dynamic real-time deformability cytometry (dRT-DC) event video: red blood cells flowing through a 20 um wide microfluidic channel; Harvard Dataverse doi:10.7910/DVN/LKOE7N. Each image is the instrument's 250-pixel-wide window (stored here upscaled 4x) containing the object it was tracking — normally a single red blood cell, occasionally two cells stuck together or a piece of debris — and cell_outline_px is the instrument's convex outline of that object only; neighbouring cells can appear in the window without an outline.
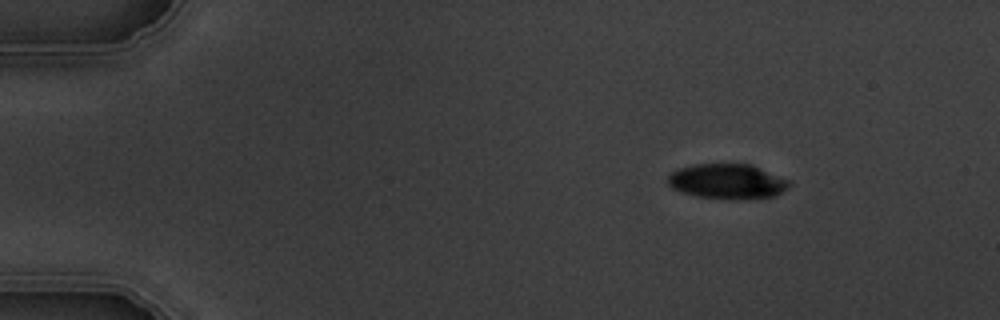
{"species": "common noctule bat (a hibernating species)", "species_latin": "Nyctalus noctula", "temperature_condition": "warm", "stored_images_in_passage": 4, "camera_frame_rate_fps": 3000, "um_per_image_px": 0.085, "animal": {"sex": "male", "body_mass_g": 19.5, "forearm_length_mm": 54.6}, "frame": {"image": 1, "passage_image": 1, "time_ms": 0.0, "image_size_px": [1000, 320], "cell_outline_px": [[792, 184], [788, 188], [776, 196], [728, 200], [696, 196], [680, 192], [672, 188], [668, 184], [668, 176], [672, 172], [680, 168], [692, 164], [752, 164], [792, 180]], "centroid_in_image_um": [61.87, 15.42], "position_along_channel_um": 23.1, "area_um2": 25.2}}
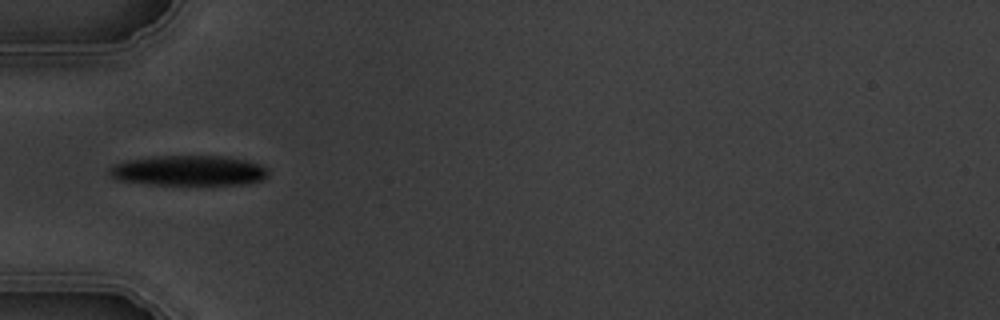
{"frame": {"image": 2, "passage_image": 4, "time_ms": 3.667, "image_size_px": [1000, 320], "cell_outline_px": [[268, 176], [264, 180], [248, 184], [148, 184], [116, 180], [108, 172], [108, 168], [112, 164], [128, 160], [152, 156], [224, 156], [248, 160], [260, 164], [268, 168]], "centroid_in_image_um": [16.06, 14.49], "position_along_channel_um": 68.9, "area_um2": 28.26}}